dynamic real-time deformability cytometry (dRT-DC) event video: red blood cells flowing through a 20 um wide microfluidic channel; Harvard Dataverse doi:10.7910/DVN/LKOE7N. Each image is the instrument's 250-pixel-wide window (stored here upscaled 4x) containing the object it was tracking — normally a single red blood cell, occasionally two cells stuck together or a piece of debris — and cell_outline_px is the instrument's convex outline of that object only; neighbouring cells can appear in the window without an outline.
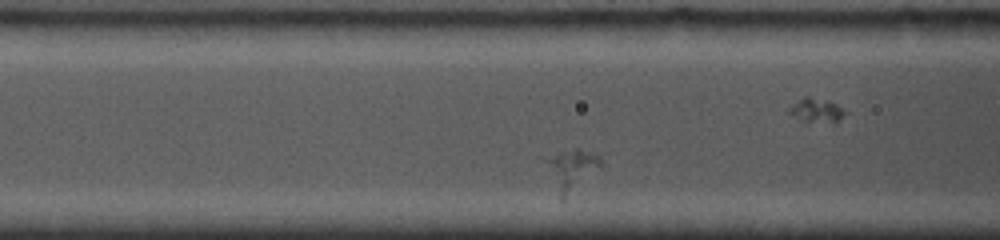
{"species": "common noctule bat (a hibernating species)", "species_latin": "Nyctalus noctula", "temperature_condition": "cold", "stored_images_in_passage": 23, "camera_frame_rate_fps": 5000, "um_per_image_px": 0.085, "animal": {"sex": "female", "body_mass_g": 19.0, "forearm_length_mm": 53.3}, "frame": {"image": 1, "passage_image": 13, "time_ms": 4.0, "image_size_px": [1000, 240], "cell_outline_px": [[604, 168], [560, 200], [548, 160], [552, 156], [560, 152], [576, 148], [588, 152], [596, 156], [604, 164]], "centroid_in_image_um": [48.73, 14.41], "position_along_channel_um": 117.9, "area_um2": 12.14}}